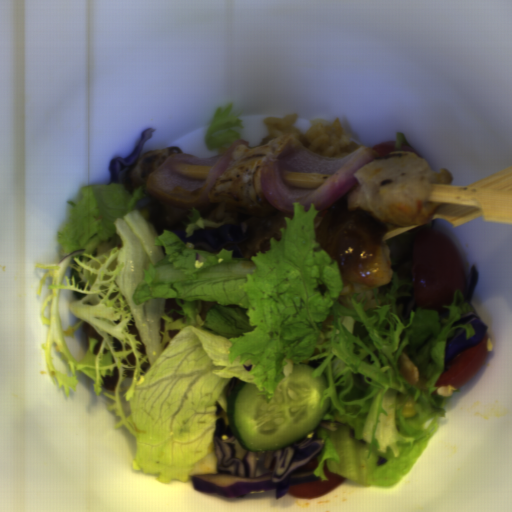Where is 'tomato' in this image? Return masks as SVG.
<instances>
[{"mask_svg":"<svg viewBox=\"0 0 512 512\" xmlns=\"http://www.w3.org/2000/svg\"><path fill=\"white\" fill-rule=\"evenodd\" d=\"M488 356L486 333L478 344L467 348L444 364V372L441 373L434 387L453 386L459 389L481 369Z\"/></svg>","mask_w":512,"mask_h":512,"instance_id":"2","label":"tomato"},{"mask_svg":"<svg viewBox=\"0 0 512 512\" xmlns=\"http://www.w3.org/2000/svg\"><path fill=\"white\" fill-rule=\"evenodd\" d=\"M318 466V461L316 458L310 459L303 467L302 470H314Z\"/></svg>","mask_w":512,"mask_h":512,"instance_id":"5","label":"tomato"},{"mask_svg":"<svg viewBox=\"0 0 512 512\" xmlns=\"http://www.w3.org/2000/svg\"><path fill=\"white\" fill-rule=\"evenodd\" d=\"M414 305L435 311H446L456 290L463 295L466 271L461 254L453 240L442 231L425 227L416 233L411 249Z\"/></svg>","mask_w":512,"mask_h":512,"instance_id":"1","label":"tomato"},{"mask_svg":"<svg viewBox=\"0 0 512 512\" xmlns=\"http://www.w3.org/2000/svg\"><path fill=\"white\" fill-rule=\"evenodd\" d=\"M397 141L395 140H389L386 142L379 143L377 145H374L372 149H374L379 156H386L390 151L395 150V144Z\"/></svg>","mask_w":512,"mask_h":512,"instance_id":"4","label":"tomato"},{"mask_svg":"<svg viewBox=\"0 0 512 512\" xmlns=\"http://www.w3.org/2000/svg\"><path fill=\"white\" fill-rule=\"evenodd\" d=\"M401 150L412 151L415 155L422 157L413 147L407 146L405 143H401Z\"/></svg>","mask_w":512,"mask_h":512,"instance_id":"6","label":"tomato"},{"mask_svg":"<svg viewBox=\"0 0 512 512\" xmlns=\"http://www.w3.org/2000/svg\"><path fill=\"white\" fill-rule=\"evenodd\" d=\"M323 472L328 480L319 478L316 481L289 486L288 494L297 499L317 498L328 493L345 480L343 476L331 473L327 463L324 464Z\"/></svg>","mask_w":512,"mask_h":512,"instance_id":"3","label":"tomato"}]
</instances>
